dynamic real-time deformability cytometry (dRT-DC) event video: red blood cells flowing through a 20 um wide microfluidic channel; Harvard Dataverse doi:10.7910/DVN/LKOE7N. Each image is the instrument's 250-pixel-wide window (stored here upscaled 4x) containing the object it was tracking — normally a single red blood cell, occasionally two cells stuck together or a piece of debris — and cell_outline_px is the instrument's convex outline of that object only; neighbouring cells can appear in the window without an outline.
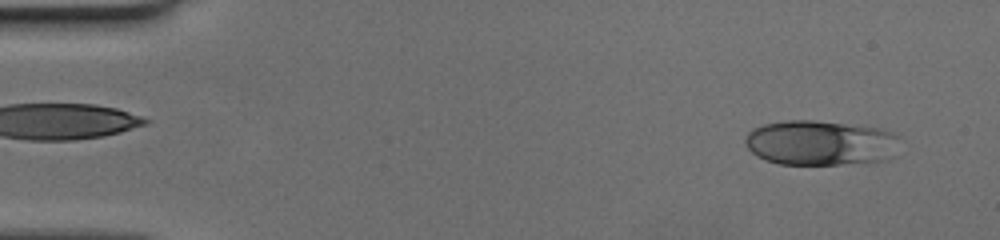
{"species": "human", "species_latin": "Homo sapiens", "temperature_condition": "cold", "stored_images_in_passage": 50, "camera_frame_rate_fps": 3000, "um_per_image_px": 0.085, "donor": {"sex": "female"}, "frame": {"image": 1, "passage_image": 3, "time_ms": 0.667, "image_size_px": [1000, 240], "cell_outline_px": [[900, 136], [888, 160], [840, 164], [780, 164], [756, 156], [744, 144], [744, 140], [748, 132], [752, 128], [764, 124], [788, 120], [812, 120], [880, 128], [892, 132]], "centroid_in_image_um": [69.69, 12.13], "position_along_channel_um": 15.3, "area_um2": 40.34}}
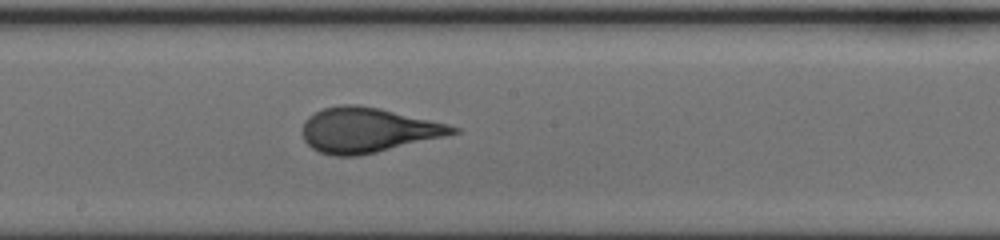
{"frame": {"image": 2, "passage_image": 27, "time_ms": 8.667, "image_size_px": [1000, 240], "cell_outline_px": [[460, 132], [444, 136], [376, 152], [356, 156], [332, 156], [320, 152], [312, 148], [304, 140], [304, 120], [308, 116], [324, 108], [344, 104], [356, 104], [380, 108], [448, 124], [460, 128]], "centroid_in_image_um": [31.25, 11.05], "position_along_channel_um": 217.0, "area_um2": 38.9}}
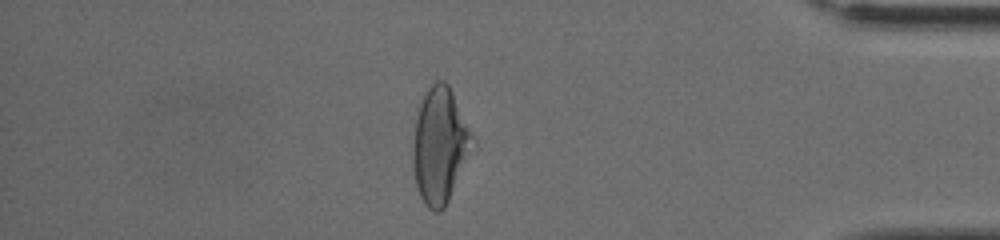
{"frame": {"image": 3, "passage_image": 43, "time_ms": 14.0, "image_size_px": [1000, 240], "cell_outline_px": [[476, 148], [444, 208], [440, 212], [436, 212], [428, 208], [424, 204], [420, 196], [416, 184], [412, 164], [412, 144], [416, 116], [420, 100], [428, 84], [436, 80], [444, 80], [448, 84], [476, 140]], "centroid_in_image_um": [37.4, 12.35], "position_along_channel_um": 397.8, "area_um2": 41.15}}